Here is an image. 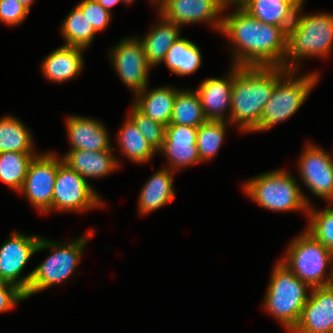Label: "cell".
Masks as SVG:
<instances>
[{
  "label": "cell",
  "instance_id": "cell-29",
  "mask_svg": "<svg viewBox=\"0 0 333 333\" xmlns=\"http://www.w3.org/2000/svg\"><path fill=\"white\" fill-rule=\"evenodd\" d=\"M61 30L66 41L64 45L83 49L92 43L97 33L77 5L65 18Z\"/></svg>",
  "mask_w": 333,
  "mask_h": 333
},
{
  "label": "cell",
  "instance_id": "cell-28",
  "mask_svg": "<svg viewBox=\"0 0 333 333\" xmlns=\"http://www.w3.org/2000/svg\"><path fill=\"white\" fill-rule=\"evenodd\" d=\"M118 137L121 150L133 162H147L155 154L156 150L129 117L119 131Z\"/></svg>",
  "mask_w": 333,
  "mask_h": 333
},
{
  "label": "cell",
  "instance_id": "cell-37",
  "mask_svg": "<svg viewBox=\"0 0 333 333\" xmlns=\"http://www.w3.org/2000/svg\"><path fill=\"white\" fill-rule=\"evenodd\" d=\"M220 1L224 9L233 3L238 5L237 8H242L248 2V0H220Z\"/></svg>",
  "mask_w": 333,
  "mask_h": 333
},
{
  "label": "cell",
  "instance_id": "cell-18",
  "mask_svg": "<svg viewBox=\"0 0 333 333\" xmlns=\"http://www.w3.org/2000/svg\"><path fill=\"white\" fill-rule=\"evenodd\" d=\"M226 78L205 79L197 90L204 114L208 120H226L224 112L231 111V93L234 82V66Z\"/></svg>",
  "mask_w": 333,
  "mask_h": 333
},
{
  "label": "cell",
  "instance_id": "cell-19",
  "mask_svg": "<svg viewBox=\"0 0 333 333\" xmlns=\"http://www.w3.org/2000/svg\"><path fill=\"white\" fill-rule=\"evenodd\" d=\"M62 159L65 164L75 170L85 180L87 177L99 178L106 176L119 166V162L112 154V150H70Z\"/></svg>",
  "mask_w": 333,
  "mask_h": 333
},
{
  "label": "cell",
  "instance_id": "cell-30",
  "mask_svg": "<svg viewBox=\"0 0 333 333\" xmlns=\"http://www.w3.org/2000/svg\"><path fill=\"white\" fill-rule=\"evenodd\" d=\"M35 153L3 152L0 153V180L12 189L19 191Z\"/></svg>",
  "mask_w": 333,
  "mask_h": 333
},
{
  "label": "cell",
  "instance_id": "cell-35",
  "mask_svg": "<svg viewBox=\"0 0 333 333\" xmlns=\"http://www.w3.org/2000/svg\"><path fill=\"white\" fill-rule=\"evenodd\" d=\"M29 12L18 0H0V21L6 25L21 24Z\"/></svg>",
  "mask_w": 333,
  "mask_h": 333
},
{
  "label": "cell",
  "instance_id": "cell-31",
  "mask_svg": "<svg viewBox=\"0 0 333 333\" xmlns=\"http://www.w3.org/2000/svg\"><path fill=\"white\" fill-rule=\"evenodd\" d=\"M226 121L207 120L198 127L196 145L201 162L212 158L220 149L226 132Z\"/></svg>",
  "mask_w": 333,
  "mask_h": 333
},
{
  "label": "cell",
  "instance_id": "cell-10",
  "mask_svg": "<svg viewBox=\"0 0 333 333\" xmlns=\"http://www.w3.org/2000/svg\"><path fill=\"white\" fill-rule=\"evenodd\" d=\"M58 157L54 153L38 154L30 163L27 175L19 192L26 195L34 208L43 213L52 210Z\"/></svg>",
  "mask_w": 333,
  "mask_h": 333
},
{
  "label": "cell",
  "instance_id": "cell-2",
  "mask_svg": "<svg viewBox=\"0 0 333 333\" xmlns=\"http://www.w3.org/2000/svg\"><path fill=\"white\" fill-rule=\"evenodd\" d=\"M284 67H240L234 65L231 111L228 118L243 132H252L260 124L263 108L276 83L288 72Z\"/></svg>",
  "mask_w": 333,
  "mask_h": 333
},
{
  "label": "cell",
  "instance_id": "cell-39",
  "mask_svg": "<svg viewBox=\"0 0 333 333\" xmlns=\"http://www.w3.org/2000/svg\"><path fill=\"white\" fill-rule=\"evenodd\" d=\"M285 1L291 2L297 9L300 8L302 9L304 3V0H285Z\"/></svg>",
  "mask_w": 333,
  "mask_h": 333
},
{
  "label": "cell",
  "instance_id": "cell-13",
  "mask_svg": "<svg viewBox=\"0 0 333 333\" xmlns=\"http://www.w3.org/2000/svg\"><path fill=\"white\" fill-rule=\"evenodd\" d=\"M298 163L303 183L317 197L333 203V158L315 145L307 144Z\"/></svg>",
  "mask_w": 333,
  "mask_h": 333
},
{
  "label": "cell",
  "instance_id": "cell-7",
  "mask_svg": "<svg viewBox=\"0 0 333 333\" xmlns=\"http://www.w3.org/2000/svg\"><path fill=\"white\" fill-rule=\"evenodd\" d=\"M93 234L94 231L91 230L87 236L80 237L64 245L40 238L36 252L49 248L52 250V254L32 271L33 275L25 297L28 298L39 291L41 292L55 284L64 282L71 276L75 272L74 270L80 260L87 240Z\"/></svg>",
  "mask_w": 333,
  "mask_h": 333
},
{
  "label": "cell",
  "instance_id": "cell-21",
  "mask_svg": "<svg viewBox=\"0 0 333 333\" xmlns=\"http://www.w3.org/2000/svg\"><path fill=\"white\" fill-rule=\"evenodd\" d=\"M145 88L135 93L134 106L153 121L168 126L171 121L172 109L176 99V88L169 86L156 88L150 92Z\"/></svg>",
  "mask_w": 333,
  "mask_h": 333
},
{
  "label": "cell",
  "instance_id": "cell-14",
  "mask_svg": "<svg viewBox=\"0 0 333 333\" xmlns=\"http://www.w3.org/2000/svg\"><path fill=\"white\" fill-rule=\"evenodd\" d=\"M223 5L220 0H165L159 7V15L181 26L196 22L209 21L221 30Z\"/></svg>",
  "mask_w": 333,
  "mask_h": 333
},
{
  "label": "cell",
  "instance_id": "cell-41",
  "mask_svg": "<svg viewBox=\"0 0 333 333\" xmlns=\"http://www.w3.org/2000/svg\"><path fill=\"white\" fill-rule=\"evenodd\" d=\"M152 1H155V2H158V3L160 2V3H159L160 6L165 2V0H151V2H152Z\"/></svg>",
  "mask_w": 333,
  "mask_h": 333
},
{
  "label": "cell",
  "instance_id": "cell-34",
  "mask_svg": "<svg viewBox=\"0 0 333 333\" xmlns=\"http://www.w3.org/2000/svg\"><path fill=\"white\" fill-rule=\"evenodd\" d=\"M77 6L86 15L96 32L105 30L108 26L111 13L105 10L96 0H82Z\"/></svg>",
  "mask_w": 333,
  "mask_h": 333
},
{
  "label": "cell",
  "instance_id": "cell-20",
  "mask_svg": "<svg viewBox=\"0 0 333 333\" xmlns=\"http://www.w3.org/2000/svg\"><path fill=\"white\" fill-rule=\"evenodd\" d=\"M81 50L85 49L66 45L56 48L42 63L44 76L56 83L76 77L84 65Z\"/></svg>",
  "mask_w": 333,
  "mask_h": 333
},
{
  "label": "cell",
  "instance_id": "cell-25",
  "mask_svg": "<svg viewBox=\"0 0 333 333\" xmlns=\"http://www.w3.org/2000/svg\"><path fill=\"white\" fill-rule=\"evenodd\" d=\"M200 49L192 41L179 37L168 49L163 62L176 75H188L201 65Z\"/></svg>",
  "mask_w": 333,
  "mask_h": 333
},
{
  "label": "cell",
  "instance_id": "cell-1",
  "mask_svg": "<svg viewBox=\"0 0 333 333\" xmlns=\"http://www.w3.org/2000/svg\"><path fill=\"white\" fill-rule=\"evenodd\" d=\"M220 32L235 46V66L283 67L287 51V32L263 23L242 8L222 20Z\"/></svg>",
  "mask_w": 333,
  "mask_h": 333
},
{
  "label": "cell",
  "instance_id": "cell-5",
  "mask_svg": "<svg viewBox=\"0 0 333 333\" xmlns=\"http://www.w3.org/2000/svg\"><path fill=\"white\" fill-rule=\"evenodd\" d=\"M244 185L245 193L267 210L307 212L311 205L294 177L284 170L263 173Z\"/></svg>",
  "mask_w": 333,
  "mask_h": 333
},
{
  "label": "cell",
  "instance_id": "cell-8",
  "mask_svg": "<svg viewBox=\"0 0 333 333\" xmlns=\"http://www.w3.org/2000/svg\"><path fill=\"white\" fill-rule=\"evenodd\" d=\"M296 73L289 70L275 85L270 99L263 108L260 124L254 131L268 130L279 122L291 117L305 101L312 87L316 85L318 74L293 78Z\"/></svg>",
  "mask_w": 333,
  "mask_h": 333
},
{
  "label": "cell",
  "instance_id": "cell-24",
  "mask_svg": "<svg viewBox=\"0 0 333 333\" xmlns=\"http://www.w3.org/2000/svg\"><path fill=\"white\" fill-rule=\"evenodd\" d=\"M160 18L162 21L158 22L145 37L139 40L144 48L147 62L151 67L164 61L168 49L180 37V26L161 15Z\"/></svg>",
  "mask_w": 333,
  "mask_h": 333
},
{
  "label": "cell",
  "instance_id": "cell-22",
  "mask_svg": "<svg viewBox=\"0 0 333 333\" xmlns=\"http://www.w3.org/2000/svg\"><path fill=\"white\" fill-rule=\"evenodd\" d=\"M242 9L261 22L282 27L286 32L293 25L298 11L285 0H248Z\"/></svg>",
  "mask_w": 333,
  "mask_h": 333
},
{
  "label": "cell",
  "instance_id": "cell-26",
  "mask_svg": "<svg viewBox=\"0 0 333 333\" xmlns=\"http://www.w3.org/2000/svg\"><path fill=\"white\" fill-rule=\"evenodd\" d=\"M207 120L198 93L191 90H179L172 109L170 124L198 128Z\"/></svg>",
  "mask_w": 333,
  "mask_h": 333
},
{
  "label": "cell",
  "instance_id": "cell-40",
  "mask_svg": "<svg viewBox=\"0 0 333 333\" xmlns=\"http://www.w3.org/2000/svg\"><path fill=\"white\" fill-rule=\"evenodd\" d=\"M18 1L30 11V7L34 0H18Z\"/></svg>",
  "mask_w": 333,
  "mask_h": 333
},
{
  "label": "cell",
  "instance_id": "cell-42",
  "mask_svg": "<svg viewBox=\"0 0 333 333\" xmlns=\"http://www.w3.org/2000/svg\"><path fill=\"white\" fill-rule=\"evenodd\" d=\"M330 286L333 288V265H332V279H331Z\"/></svg>",
  "mask_w": 333,
  "mask_h": 333
},
{
  "label": "cell",
  "instance_id": "cell-9",
  "mask_svg": "<svg viewBox=\"0 0 333 333\" xmlns=\"http://www.w3.org/2000/svg\"><path fill=\"white\" fill-rule=\"evenodd\" d=\"M80 174L58 158V171L52 198V210L85 211L103 204Z\"/></svg>",
  "mask_w": 333,
  "mask_h": 333
},
{
  "label": "cell",
  "instance_id": "cell-43",
  "mask_svg": "<svg viewBox=\"0 0 333 333\" xmlns=\"http://www.w3.org/2000/svg\"><path fill=\"white\" fill-rule=\"evenodd\" d=\"M134 0H122V2H124V3H132Z\"/></svg>",
  "mask_w": 333,
  "mask_h": 333
},
{
  "label": "cell",
  "instance_id": "cell-23",
  "mask_svg": "<svg viewBox=\"0 0 333 333\" xmlns=\"http://www.w3.org/2000/svg\"><path fill=\"white\" fill-rule=\"evenodd\" d=\"M172 172L168 167L163 168L146 182L139 197L138 207L141 214H147L165 204H170L175 198Z\"/></svg>",
  "mask_w": 333,
  "mask_h": 333
},
{
  "label": "cell",
  "instance_id": "cell-17",
  "mask_svg": "<svg viewBox=\"0 0 333 333\" xmlns=\"http://www.w3.org/2000/svg\"><path fill=\"white\" fill-rule=\"evenodd\" d=\"M66 120L70 150H112L108 131L97 120L79 115L69 116Z\"/></svg>",
  "mask_w": 333,
  "mask_h": 333
},
{
  "label": "cell",
  "instance_id": "cell-4",
  "mask_svg": "<svg viewBox=\"0 0 333 333\" xmlns=\"http://www.w3.org/2000/svg\"><path fill=\"white\" fill-rule=\"evenodd\" d=\"M307 290L311 288L278 261L264 298V307L291 332L308 301Z\"/></svg>",
  "mask_w": 333,
  "mask_h": 333
},
{
  "label": "cell",
  "instance_id": "cell-12",
  "mask_svg": "<svg viewBox=\"0 0 333 333\" xmlns=\"http://www.w3.org/2000/svg\"><path fill=\"white\" fill-rule=\"evenodd\" d=\"M114 68L133 93L148 87V64L142 43L137 38H123L110 54Z\"/></svg>",
  "mask_w": 333,
  "mask_h": 333
},
{
  "label": "cell",
  "instance_id": "cell-32",
  "mask_svg": "<svg viewBox=\"0 0 333 333\" xmlns=\"http://www.w3.org/2000/svg\"><path fill=\"white\" fill-rule=\"evenodd\" d=\"M329 205L322 211L308 207L310 223L306 231L333 253V203Z\"/></svg>",
  "mask_w": 333,
  "mask_h": 333
},
{
  "label": "cell",
  "instance_id": "cell-11",
  "mask_svg": "<svg viewBox=\"0 0 333 333\" xmlns=\"http://www.w3.org/2000/svg\"><path fill=\"white\" fill-rule=\"evenodd\" d=\"M39 242L38 236L13 233L0 248V281L11 283L26 293L33 272L21 279L18 277L28 260L36 253Z\"/></svg>",
  "mask_w": 333,
  "mask_h": 333
},
{
  "label": "cell",
  "instance_id": "cell-27",
  "mask_svg": "<svg viewBox=\"0 0 333 333\" xmlns=\"http://www.w3.org/2000/svg\"><path fill=\"white\" fill-rule=\"evenodd\" d=\"M32 135L26 127L13 116L0 119V153H34Z\"/></svg>",
  "mask_w": 333,
  "mask_h": 333
},
{
  "label": "cell",
  "instance_id": "cell-38",
  "mask_svg": "<svg viewBox=\"0 0 333 333\" xmlns=\"http://www.w3.org/2000/svg\"><path fill=\"white\" fill-rule=\"evenodd\" d=\"M103 8L110 12L111 7H113L118 2H122V0H96Z\"/></svg>",
  "mask_w": 333,
  "mask_h": 333
},
{
  "label": "cell",
  "instance_id": "cell-3",
  "mask_svg": "<svg viewBox=\"0 0 333 333\" xmlns=\"http://www.w3.org/2000/svg\"><path fill=\"white\" fill-rule=\"evenodd\" d=\"M300 10L287 31V51L283 65L294 71L298 69L295 60L300 57H326L333 45V14L302 15Z\"/></svg>",
  "mask_w": 333,
  "mask_h": 333
},
{
  "label": "cell",
  "instance_id": "cell-15",
  "mask_svg": "<svg viewBox=\"0 0 333 333\" xmlns=\"http://www.w3.org/2000/svg\"><path fill=\"white\" fill-rule=\"evenodd\" d=\"M298 323L290 333H333V288H312Z\"/></svg>",
  "mask_w": 333,
  "mask_h": 333
},
{
  "label": "cell",
  "instance_id": "cell-6",
  "mask_svg": "<svg viewBox=\"0 0 333 333\" xmlns=\"http://www.w3.org/2000/svg\"><path fill=\"white\" fill-rule=\"evenodd\" d=\"M280 261L311 289L330 286L333 253L306 230L293 239L286 257ZM327 266L330 267V273L324 278Z\"/></svg>",
  "mask_w": 333,
  "mask_h": 333
},
{
  "label": "cell",
  "instance_id": "cell-16",
  "mask_svg": "<svg viewBox=\"0 0 333 333\" xmlns=\"http://www.w3.org/2000/svg\"><path fill=\"white\" fill-rule=\"evenodd\" d=\"M198 128L169 124L165 129V138L162 152L169 161V169L176 171L182 167L200 163V157L196 145Z\"/></svg>",
  "mask_w": 333,
  "mask_h": 333
},
{
  "label": "cell",
  "instance_id": "cell-36",
  "mask_svg": "<svg viewBox=\"0 0 333 333\" xmlns=\"http://www.w3.org/2000/svg\"><path fill=\"white\" fill-rule=\"evenodd\" d=\"M26 299L25 293L17 286L0 281V313L11 310L17 302Z\"/></svg>",
  "mask_w": 333,
  "mask_h": 333
},
{
  "label": "cell",
  "instance_id": "cell-33",
  "mask_svg": "<svg viewBox=\"0 0 333 333\" xmlns=\"http://www.w3.org/2000/svg\"><path fill=\"white\" fill-rule=\"evenodd\" d=\"M129 118L137 126L148 143L157 152L162 147L164 142L166 126L159 122L153 121L149 116L140 112L134 105L131 109Z\"/></svg>",
  "mask_w": 333,
  "mask_h": 333
}]
</instances>
